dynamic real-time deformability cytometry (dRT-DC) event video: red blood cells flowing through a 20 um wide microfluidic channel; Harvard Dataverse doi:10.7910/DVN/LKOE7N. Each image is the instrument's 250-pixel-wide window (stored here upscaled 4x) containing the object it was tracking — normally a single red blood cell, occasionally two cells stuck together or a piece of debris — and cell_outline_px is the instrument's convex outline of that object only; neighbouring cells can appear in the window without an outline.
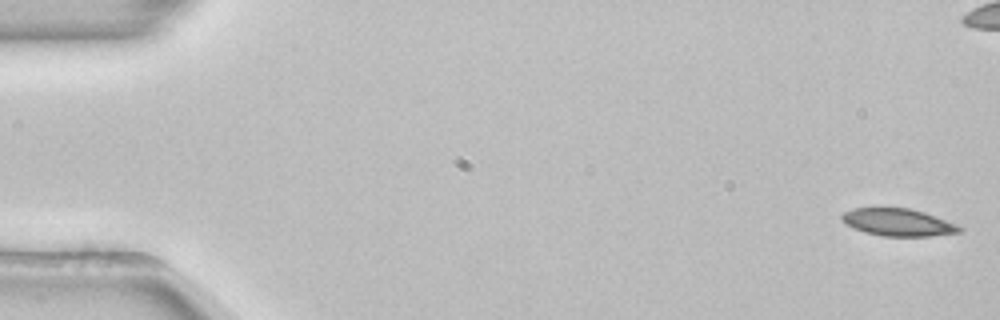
{"species": "common noctule bat (a hibernating species)", "species_latin": "Nyctalus noctula", "temperature_condition": "room temperature", "stored_images_in_passage": 54, "camera_frame_rate_fps": 3000, "um_per_image_px": 0.085, "animal": {"sex": "female", "body_mass_g": 22.7, "forearm_length_mm": 54.2}, "frame": {"image": 1, "passage_image": 1, "time_ms": 0.0, "image_size_px": [1000, 320], "cell_outline_px": [[964, 228], [960, 232], [932, 236], [884, 236], [864, 232], [844, 224], [840, 220], [840, 216], [844, 212], [852, 208], [908, 208], [924, 212], [936, 216], [956, 224]], "centroid_in_image_um": [76.31, 18.9], "position_along_channel_um": 8.7, "area_um2": 18.84}}
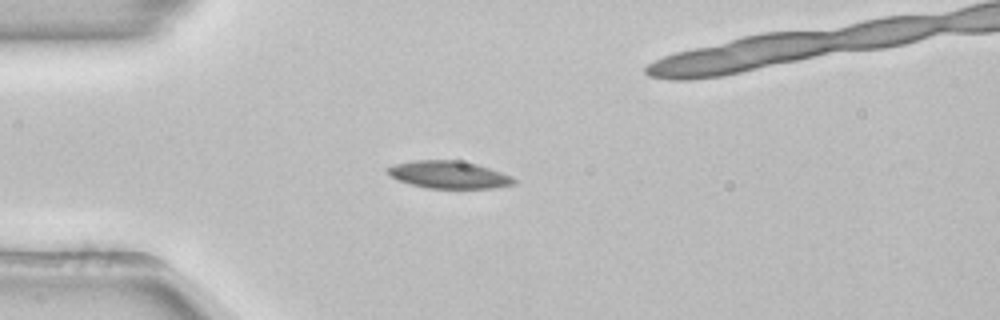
{"frame": {"image": 2, "passage_image": 14, "time_ms": 4.333, "image_size_px": [1000, 320], "cell_outline_px": [[516, 184], [492, 188], [428, 188], [396, 180], [384, 168], [396, 164], [416, 160], [456, 160], [476, 164], [512, 176], [516, 180]], "centroid_in_image_um": [38.15, 14.85], "position_along_channel_um": 46.9, "area_um2": 20.0}}
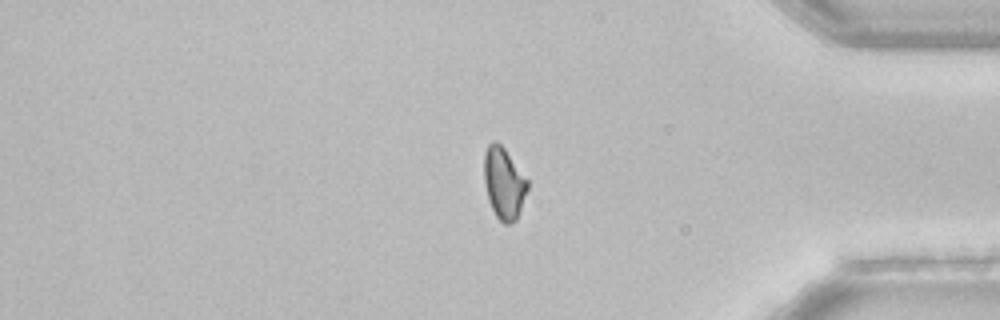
{"frame": {"image": 3, "passage_image": 44, "time_ms": 14.333, "image_size_px": [1000, 320], "cell_outline_px": [[528, 188], [520, 212], [516, 220], [508, 224], [504, 224], [496, 216], [488, 200], [484, 184], [484, 152], [488, 144], [492, 140], [496, 140], [504, 148], [528, 180]], "centroid_in_image_um": [42.82, 15.56], "position_along_channel_um": 392.4, "area_um2": 18.21}}